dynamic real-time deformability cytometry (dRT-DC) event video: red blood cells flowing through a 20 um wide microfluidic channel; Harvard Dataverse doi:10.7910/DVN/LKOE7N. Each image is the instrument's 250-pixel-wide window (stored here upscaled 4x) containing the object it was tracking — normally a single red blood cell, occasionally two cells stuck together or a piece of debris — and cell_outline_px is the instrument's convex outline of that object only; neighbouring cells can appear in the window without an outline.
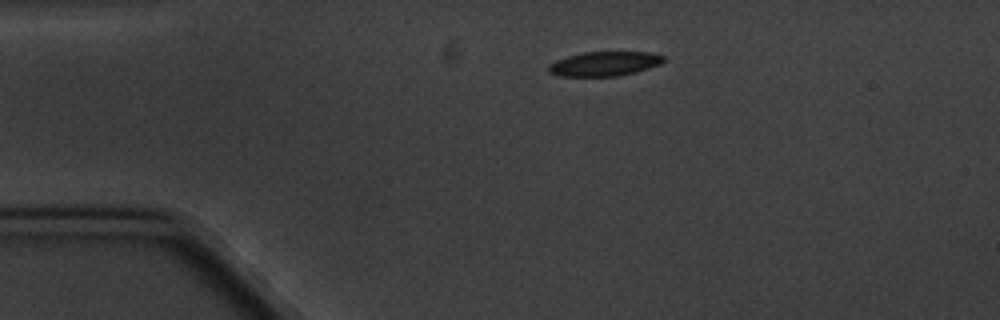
{"species": "common noctule bat (a hibernating species)", "species_latin": "Nyctalus noctula", "temperature_condition": "cold", "stored_images_in_passage": 9, "camera_frame_rate_fps": 3000, "um_per_image_px": 0.085, "animal": {"sex": "male", "body_mass_g": 20.1, "forearm_length_mm": 53.5}, "frame": {"image": 1, "passage_image": 1, "time_ms": 0.0, "image_size_px": [1000, 320], "cell_outline_px": [[668, 60], [660, 64], [636, 72], [616, 76], [560, 76], [548, 72], [548, 64], [556, 60], [568, 56], [584, 52], [648, 52], [664, 56]], "centroid_in_image_um": [51.38, 5.42], "position_along_channel_um": 33.6, "area_um2": 16.42}}
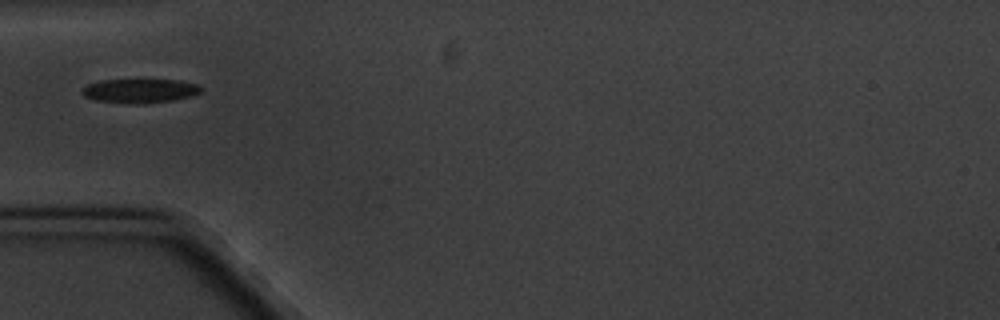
{"frame": {"image": 2, "passage_image": 3, "time_ms": 2.333, "image_size_px": [1000, 320], "cell_outline_px": [[204, 92], [192, 96], [172, 100], [144, 104], [136, 104], [96, 100], [84, 96], [80, 92], [88, 84], [100, 80], [144, 76], [180, 80], [196, 84], [204, 88]], "centroid_in_image_um": [11.95, 7.65], "position_along_channel_um": 73.1, "area_um2": 17.92}}
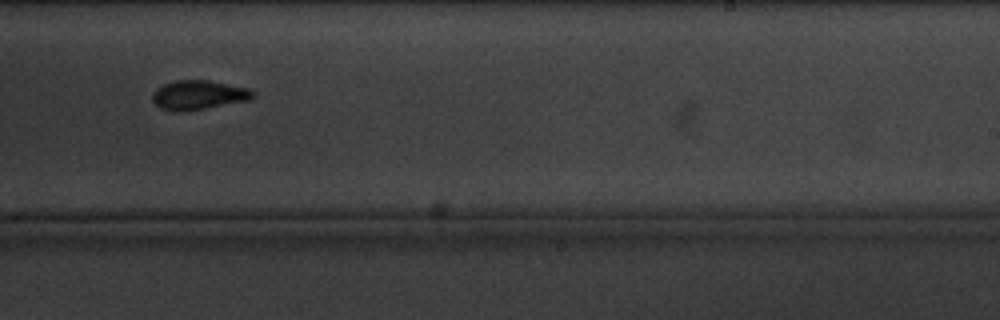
{"frame": {"image": 3, "passage_image": 8, "time_ms": 8.333, "image_size_px": [1000, 320], "cell_outline_px": [[252, 96], [248, 100], [204, 108], [176, 112], [172, 112], [160, 108], [152, 100], [152, 92], [156, 88], [164, 84], [176, 80], [208, 80], [248, 88], [252, 92]], "centroid_in_image_um": [16.79, 8.07], "position_along_channel_um": 272.2, "area_um2": 16.88}}